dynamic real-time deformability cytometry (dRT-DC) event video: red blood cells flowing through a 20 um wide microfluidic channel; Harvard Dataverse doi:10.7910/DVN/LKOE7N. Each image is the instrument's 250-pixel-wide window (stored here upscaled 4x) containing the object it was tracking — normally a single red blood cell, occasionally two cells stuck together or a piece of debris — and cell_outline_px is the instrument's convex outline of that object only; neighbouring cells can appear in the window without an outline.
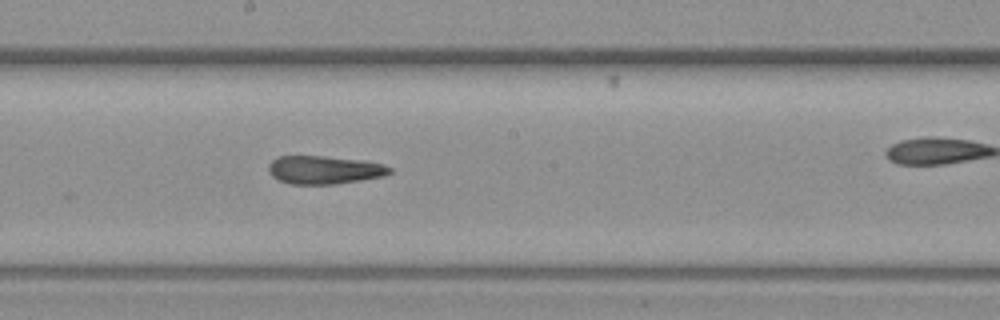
{"species": "common noctule bat (a hibernating species)", "species_latin": "Nyctalus noctula", "temperature_condition": "warm", "stored_images_in_passage": 9, "segment_of_instrument_passage": [1, 2], "camera_frame_rate_fps": 3000, "um_per_image_px": 0.085, "animal": {"sex": "female", "body_mass_g": 19.3, "forearm_length_mm": 54.1}, "frame": {"image": 1, "passage_image": 6, "time_ms": 1.667, "image_size_px": [1000, 320], "cell_outline_px": [[392, 172], [384, 176], [336, 184], [288, 184], [272, 176], [268, 172], [268, 164], [272, 160], [280, 156], [324, 156], [364, 160], [384, 164], [392, 168]], "centroid_in_image_um": [27.57, 14.44], "position_along_channel_um": 220.6, "area_um2": 20.06}}
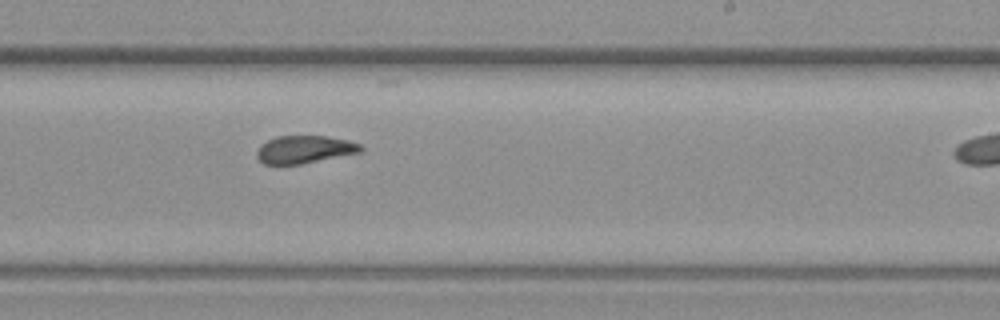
{"frame": {"image": 2, "passage_image": 8, "time_ms": 2.333, "image_size_px": [1000, 320], "cell_outline_px": [[364, 148], [360, 152], [300, 164], [264, 164], [256, 156], [256, 152], [260, 144], [276, 136], [324, 136], [348, 140], [360, 144]], "centroid_in_image_um": [25.85, 12.69], "position_along_channel_um": 263.1, "area_um2": 16.65}}